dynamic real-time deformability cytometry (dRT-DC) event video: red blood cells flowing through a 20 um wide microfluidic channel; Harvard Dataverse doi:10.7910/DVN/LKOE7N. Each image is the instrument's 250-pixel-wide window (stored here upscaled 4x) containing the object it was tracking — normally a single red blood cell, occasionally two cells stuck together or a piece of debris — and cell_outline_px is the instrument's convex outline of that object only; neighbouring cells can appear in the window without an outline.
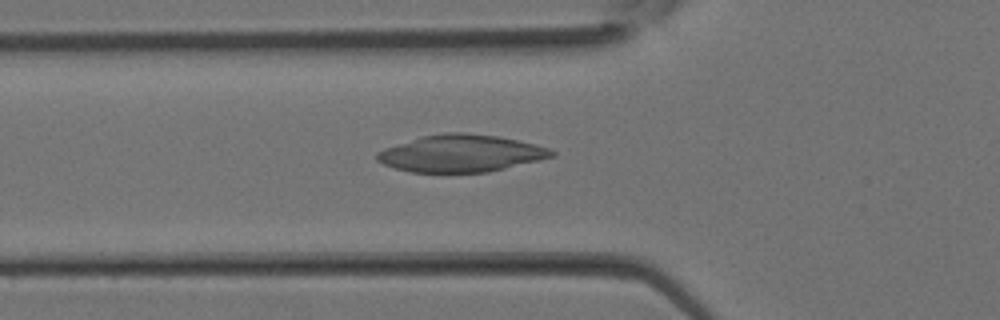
{"species": "Egyptian fruit bat (a non-hibernating species)", "species_latin": "Rousettus aegyptiacus", "temperature_condition": "room temperature", "stored_images_in_passage": 31, "camera_frame_rate_fps": 3000, "um_per_image_px": 0.085, "animal": {"sex": "female"}, "frame": {"image": 1, "passage_image": 12, "time_ms": 3.667, "image_size_px": [1000, 320], "cell_outline_px": [[556, 156], [540, 160], [488, 172], [412, 172], [396, 168], [384, 164], [376, 160], [376, 152], [384, 148], [420, 136], [444, 132], [464, 132], [500, 136], [536, 144], [548, 148], [556, 152]], "centroid_in_image_um": [39.19, 13.02], "position_along_channel_um": 86.6, "area_um2": 37.97}}
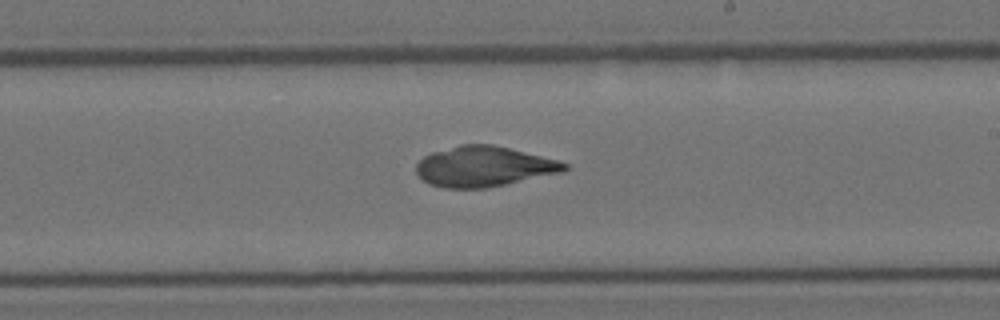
{"frame": {"image": 2, "passage_image": 20, "time_ms": 6.333, "image_size_px": [1000, 320], "cell_outline_px": [[568, 168], [564, 172], [488, 188], [444, 188], [428, 184], [416, 172], [416, 164], [424, 156], [432, 152], [460, 144], [492, 144], [556, 160], [568, 164]], "centroid_in_image_um": [41.11, 14.16], "position_along_channel_um": 247.9, "area_um2": 34.74}}
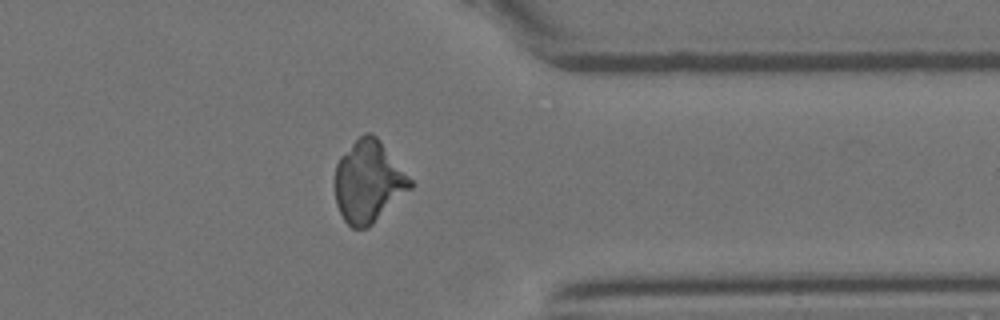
{"frame": {"image": 3, "passage_image": 27, "time_ms": 8.667, "image_size_px": [1000, 320], "cell_outline_px": [[416, 184], [412, 188], [368, 228], [352, 228], [344, 220], [336, 204], [332, 184], [336, 164], [340, 156], [364, 132], [372, 132], [380, 140]], "centroid_in_image_um": [31.3, 15.44], "position_along_channel_um": 380.1, "area_um2": 36.41}}